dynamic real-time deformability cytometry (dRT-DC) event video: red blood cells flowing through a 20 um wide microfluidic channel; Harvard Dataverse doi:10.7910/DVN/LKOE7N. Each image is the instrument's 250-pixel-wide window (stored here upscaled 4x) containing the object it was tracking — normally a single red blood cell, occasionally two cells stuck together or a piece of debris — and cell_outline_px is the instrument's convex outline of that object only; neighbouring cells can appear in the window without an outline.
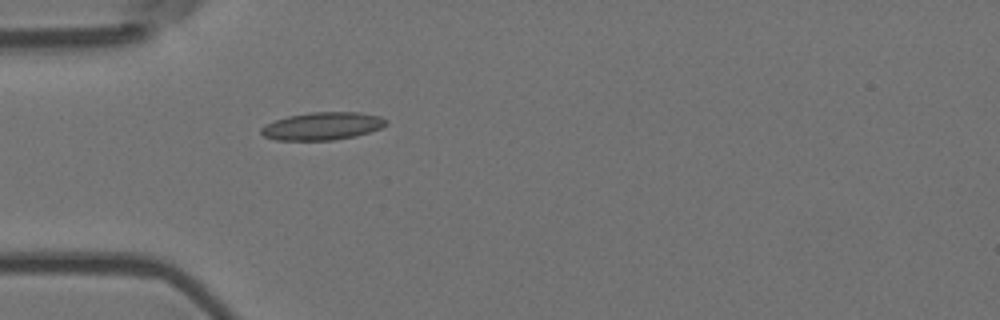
{"species": "Egyptian fruit bat (a non-hibernating species)", "species_latin": "Rousettus aegyptiacus", "temperature_condition": "room temperature", "stored_images_in_passage": 4, "camera_frame_rate_fps": 3000, "um_per_image_px": 0.085, "animal": {"sex": "female"}, "frame": {"image": 1, "passage_image": 4, "time_ms": 1.0, "image_size_px": [1000, 320], "cell_outline_px": [[388, 124], [380, 128], [356, 136], [332, 140], [276, 140], [264, 136], [260, 132], [260, 128], [276, 120], [288, 116], [308, 112], [360, 112], [380, 116], [388, 120]], "centroid_in_image_um": [27.43, 10.71], "position_along_channel_um": 57.6, "area_um2": 20.17}}